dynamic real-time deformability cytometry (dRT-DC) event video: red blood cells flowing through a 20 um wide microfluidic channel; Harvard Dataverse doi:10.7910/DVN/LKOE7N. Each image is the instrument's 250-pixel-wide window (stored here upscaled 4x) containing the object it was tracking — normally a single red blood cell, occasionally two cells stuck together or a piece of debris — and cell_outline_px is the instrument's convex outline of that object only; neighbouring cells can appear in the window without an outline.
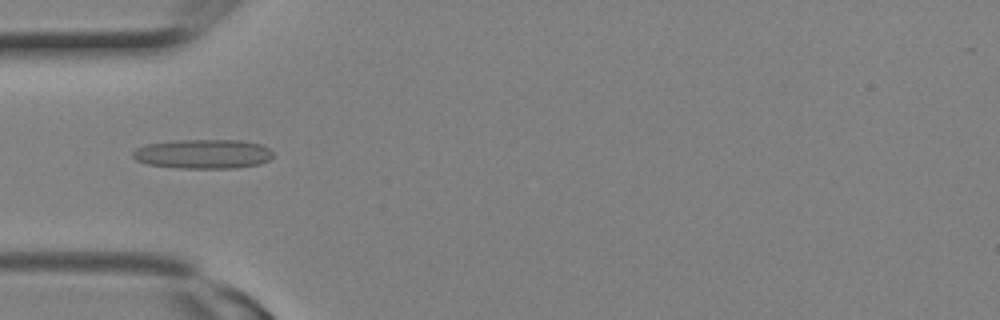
{"species": "Egyptian fruit bat (a non-hibernating species)", "species_latin": "Rousettus aegyptiacus", "temperature_condition": "room temperature", "stored_images_in_passage": 16, "camera_frame_rate_fps": 3000, "um_per_image_px": 0.085, "animal": {"sex": "female"}, "frame": {"image": 1, "passage_image": 7, "time_ms": 2.0, "image_size_px": [1000, 320], "cell_outline_px": [[272, 156], [268, 160], [260, 164], [236, 168], [176, 168], [148, 164], [136, 160], [132, 156], [132, 152], [136, 148], [144, 144], [172, 140], [240, 140], [260, 144], [268, 148], [272, 152]], "centroid_in_image_um": [17.22, 13.08], "position_along_channel_um": 67.8, "area_um2": 24.16}}
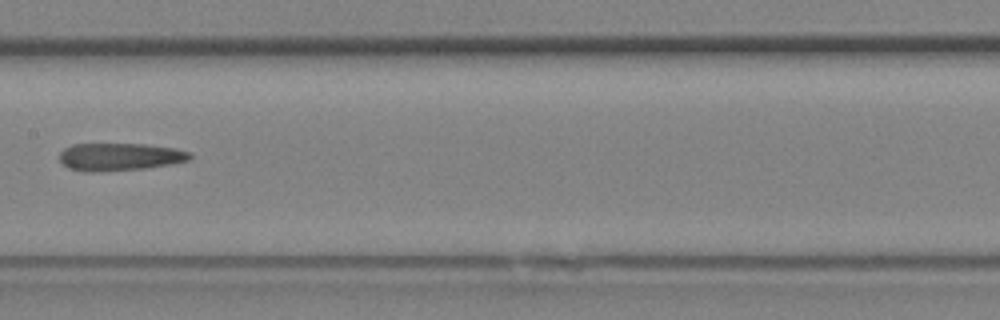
{"frame": {"image": 2, "passage_image": 12, "time_ms": 3.667, "image_size_px": [1000, 320], "cell_outline_px": [[192, 160], [172, 164], [144, 168], [92, 172], [84, 172], [68, 168], [60, 160], [60, 152], [64, 148], [72, 144], [144, 144], [176, 148], [192, 152]], "centroid_in_image_um": [10.22, 13.32], "position_along_channel_um": 197.2, "area_um2": 21.15}}
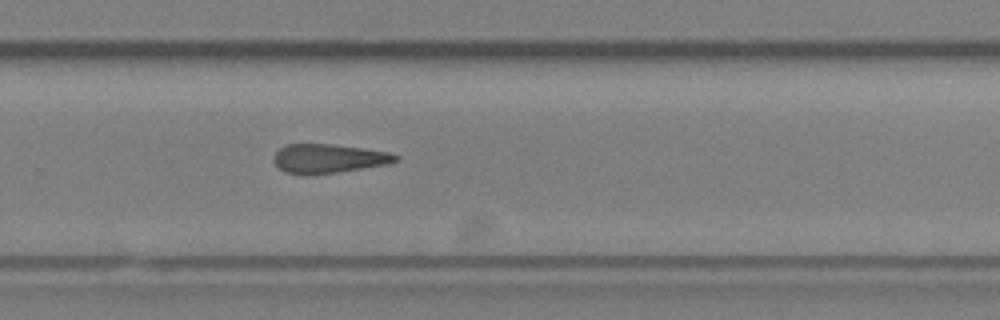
{"frame": {"image": 3, "passage_image": 16, "time_ms": 5.0, "image_size_px": [1000, 320], "cell_outline_px": [[400, 160], [388, 164], [336, 172], [308, 176], [304, 176], [288, 172], [280, 168], [272, 160], [272, 156], [280, 148], [288, 144], [332, 144], [388, 152], [400, 156]], "centroid_in_image_um": [27.91, 13.48], "position_along_channel_um": 301.9, "area_um2": 20.63}}